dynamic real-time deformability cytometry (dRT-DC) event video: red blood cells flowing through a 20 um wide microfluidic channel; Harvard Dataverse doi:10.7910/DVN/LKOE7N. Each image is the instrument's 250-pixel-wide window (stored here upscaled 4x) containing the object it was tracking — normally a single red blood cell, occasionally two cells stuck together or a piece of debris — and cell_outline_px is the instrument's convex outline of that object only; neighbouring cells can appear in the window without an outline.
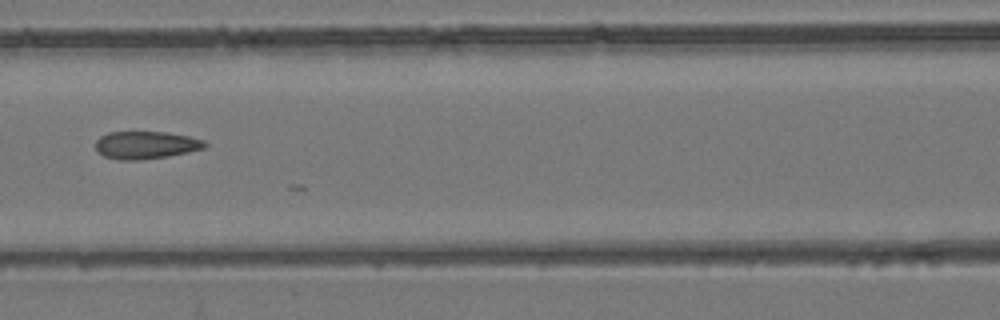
{"species": "common noctule bat (a hibernating species)", "species_latin": "Nyctalus noctula", "temperature_condition": "room temperature", "stored_images_in_passage": 8, "camera_frame_rate_fps": 3000, "um_per_image_px": 0.085, "animal": {"sex": "female", "body_mass_g": 24.6, "forearm_length_mm": 56.2}, "frame": {"image": 1, "passage_image": 7, "time_ms": 8.333, "image_size_px": [1000, 320], "cell_outline_px": [[208, 144], [204, 148], [188, 152], [168, 156], [140, 160], [120, 160], [104, 156], [96, 148], [96, 140], [100, 136], [108, 132], [164, 132], [188, 136], [204, 140]], "centroid_in_image_um": [12.4, 12.33], "position_along_channel_um": 154.2, "area_um2": 17.51}}
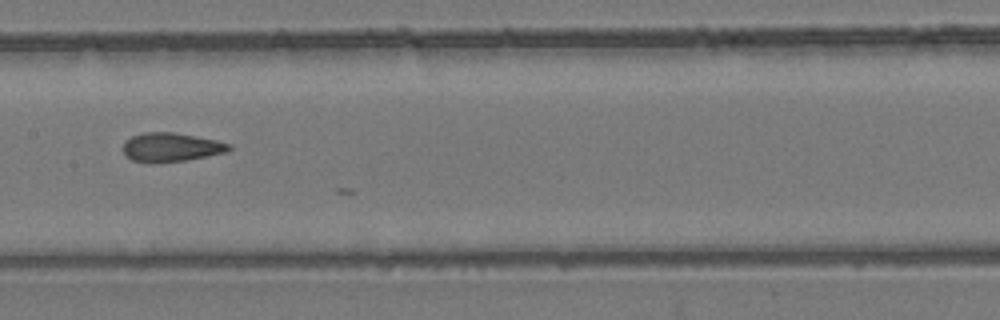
{"frame": {"image": 2, "passage_image": 8, "time_ms": 9.333, "image_size_px": [1000, 320], "cell_outline_px": [[232, 148], [224, 152], [184, 160], [148, 164], [132, 160], [124, 156], [124, 140], [132, 136], [144, 132], [172, 132], [216, 140], [232, 144]], "centroid_in_image_um": [14.48, 12.52], "position_along_channel_um": 192.9, "area_um2": 17.8}}